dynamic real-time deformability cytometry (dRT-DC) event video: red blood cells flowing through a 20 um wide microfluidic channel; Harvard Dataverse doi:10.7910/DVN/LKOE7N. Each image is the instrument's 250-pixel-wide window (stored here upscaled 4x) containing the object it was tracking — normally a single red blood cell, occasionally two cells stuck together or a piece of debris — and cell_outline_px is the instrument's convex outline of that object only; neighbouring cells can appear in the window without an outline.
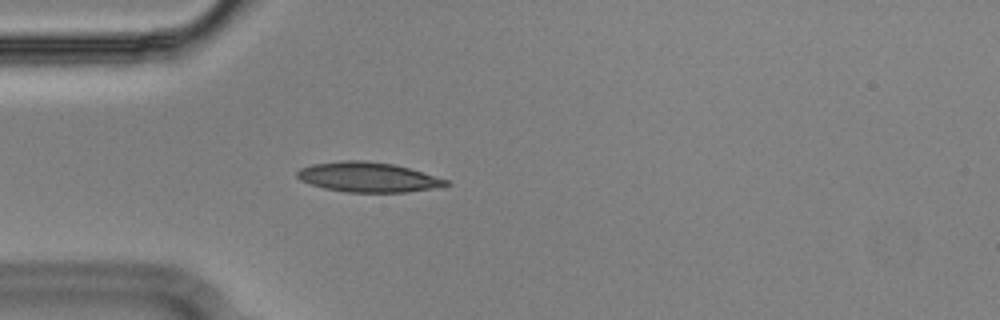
{"species": "Egyptian fruit bat (a non-hibernating species)", "species_latin": "Rousettus aegyptiacus", "temperature_condition": "cold", "stored_images_in_passage": 41, "camera_frame_rate_fps": 3000, "um_per_image_px": 0.085, "animal": {"sex": "male"}, "frame": {"image": 1, "passage_image": 1, "time_ms": 0.0, "image_size_px": [1000, 320], "cell_outline_px": [[452, 184], [432, 188], [408, 192], [344, 192], [324, 188], [300, 180], [296, 176], [296, 172], [300, 168], [312, 164], [340, 160], [364, 160], [392, 164], [408, 168], [448, 180]], "centroid_in_image_um": [31.24, 15.05], "position_along_channel_um": 53.8, "area_um2": 25.78}}
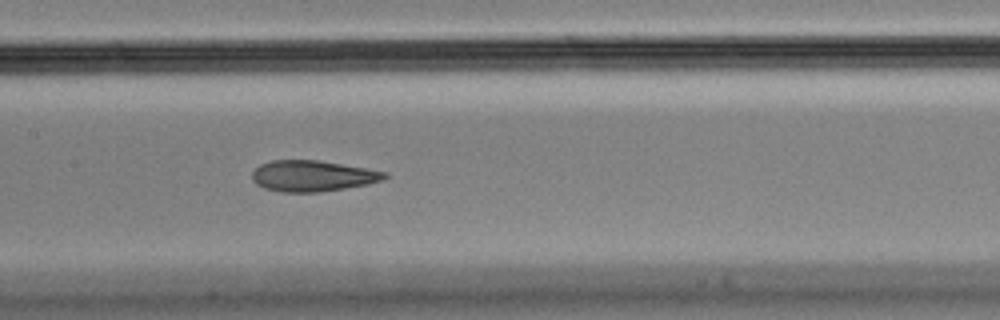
{"frame": {"image": 2, "passage_image": 12, "time_ms": 3.667, "image_size_px": [1000, 320], "cell_outline_px": [[388, 176], [380, 180], [368, 184], [320, 192], [280, 192], [264, 188], [256, 184], [252, 180], [252, 172], [260, 164], [272, 160], [320, 160], [388, 172]], "centroid_in_image_um": [26.54, 14.95], "position_along_channel_um": 180.9, "area_um2": 23.93}}
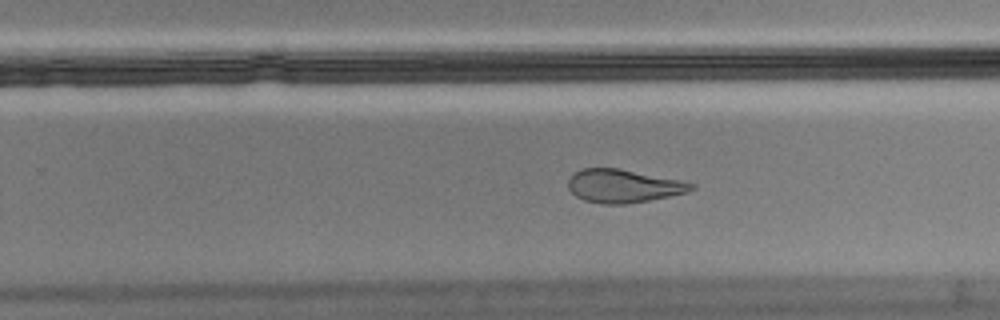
{"frame": {"image": 3, "passage_image": 20, "time_ms": 6.333, "image_size_px": [1000, 320], "cell_outline_px": [[696, 188], [688, 192], [628, 204], [600, 204], [584, 200], [576, 196], [568, 188], [568, 180], [576, 172], [584, 168], [620, 168], [696, 184]], "centroid_in_image_um": [52.97, 15.82], "position_along_channel_um": 276.8, "area_um2": 23.64}, "authors_computed_cell_mechanics": {"area_um2": 25.6054, "velocity_mm_per_s": 3.6158, "shape_relaxation_time_tau1_ms": null, "shape_relaxation_time_tau2_ms": 1.9823, "deformation_change_tau1": null, "deformation_change_tau2": 0.094}}